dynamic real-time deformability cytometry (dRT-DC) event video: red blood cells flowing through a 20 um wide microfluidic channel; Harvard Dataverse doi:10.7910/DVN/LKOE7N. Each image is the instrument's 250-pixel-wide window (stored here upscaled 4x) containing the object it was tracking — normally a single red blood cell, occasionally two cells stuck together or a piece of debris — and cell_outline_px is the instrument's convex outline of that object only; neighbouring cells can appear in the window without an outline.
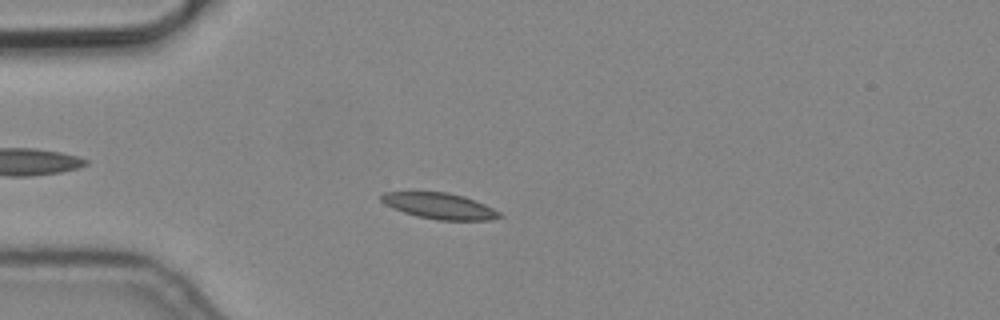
{"species": "common noctule bat (a hibernating species)", "species_latin": "Nyctalus noctula", "temperature_condition": "cold", "stored_images_in_passage": 6, "camera_frame_rate_fps": 3000, "um_per_image_px": 0.085, "animal": {"sex": "male", "body_mass_g": 19.2, "forearm_length_mm": 51.8}, "frame": {"image": 1, "passage_image": 4, "time_ms": 1.0, "image_size_px": [1000, 320], "cell_outline_px": [[504, 216], [492, 220], [436, 220], [416, 216], [404, 212], [384, 204], [380, 200], [380, 196], [384, 192], [448, 192], [464, 196], [476, 200], [500, 212]], "centroid_in_image_um": [37.38, 17.51], "position_along_channel_um": 47.6, "area_um2": 17.98}}
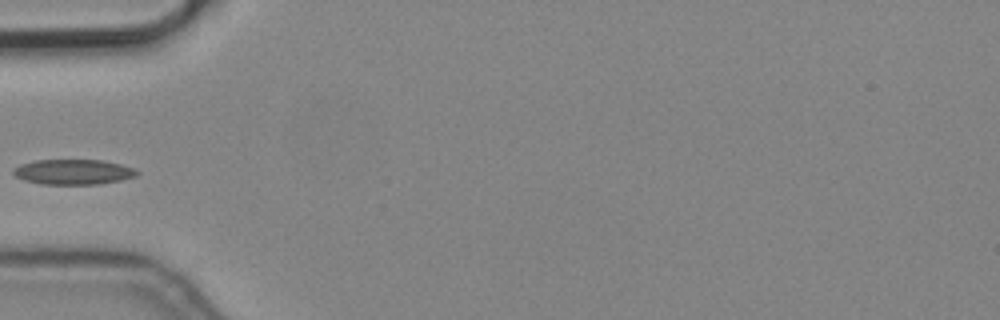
{"frame": {"image": 2, "passage_image": 5, "time_ms": 1.333, "image_size_px": [1000, 320], "cell_outline_px": [[140, 172], [136, 176], [120, 180], [100, 184], [40, 184], [24, 180], [16, 176], [12, 172], [12, 168], [20, 164], [36, 160], [104, 160], [120, 164], [132, 168]], "centroid_in_image_um": [6.2, 14.61], "position_along_channel_um": 78.8, "area_um2": 18.15}}
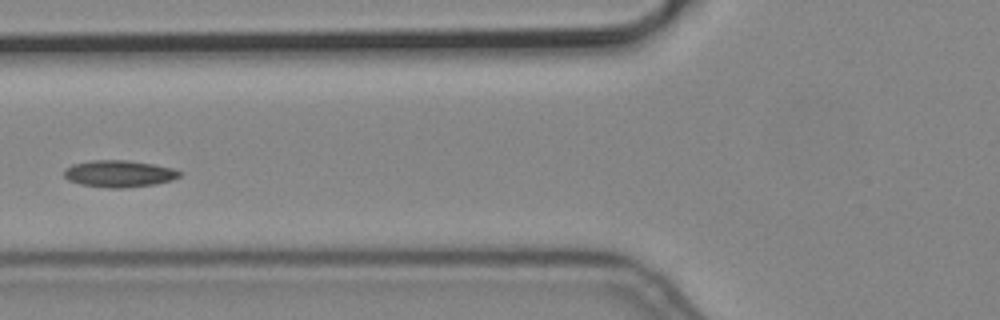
{"frame": {"image": 3, "passage_image": 6, "time_ms": 1.667, "image_size_px": [1000, 320], "cell_outline_px": [[184, 172], [180, 176], [172, 180], [156, 184], [124, 188], [108, 188], [80, 184], [68, 180], [64, 176], [64, 168], [72, 164], [92, 160], [128, 160], [152, 164], [172, 168]], "centroid_in_image_um": [10.12, 14.76], "position_along_channel_um": 115.7, "area_um2": 18.21}}